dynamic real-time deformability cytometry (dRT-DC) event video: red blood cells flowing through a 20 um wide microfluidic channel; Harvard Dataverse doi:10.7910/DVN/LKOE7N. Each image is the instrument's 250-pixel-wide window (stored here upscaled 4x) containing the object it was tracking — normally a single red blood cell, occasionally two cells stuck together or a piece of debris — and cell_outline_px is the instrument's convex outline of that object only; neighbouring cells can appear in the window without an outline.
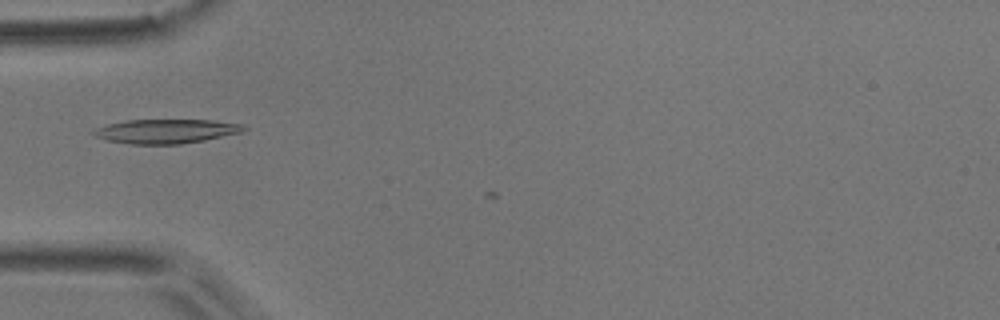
{"species": "common noctule bat (a hibernating species)", "species_latin": "Nyctalus noctula", "temperature_condition": "room temperature", "stored_images_in_passage": 5, "camera_frame_rate_fps": 3000, "um_per_image_px": 0.085, "animal": {"sex": "male", "body_mass_g": 17.9}, "frame": {"image": 1, "passage_image": 4, "time_ms": 1.0, "image_size_px": [1000, 320], "cell_outline_px": [[248, 128], [240, 132], [204, 140], [180, 144], [132, 144], [108, 140], [92, 136], [92, 132], [96, 128], [108, 124], [124, 120], [212, 120], [244, 124]], "centroid_in_image_um": [14.1, 11.15], "position_along_channel_um": 70.9, "area_um2": 21.1}}